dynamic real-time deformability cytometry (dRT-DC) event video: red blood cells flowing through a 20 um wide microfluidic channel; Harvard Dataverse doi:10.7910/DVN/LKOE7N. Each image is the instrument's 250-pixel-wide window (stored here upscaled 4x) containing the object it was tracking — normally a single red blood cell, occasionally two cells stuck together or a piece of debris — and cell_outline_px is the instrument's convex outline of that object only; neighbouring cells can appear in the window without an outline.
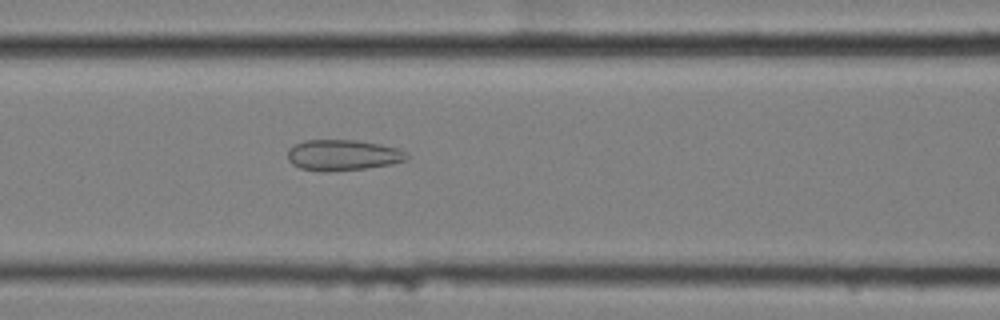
{"species": "common noctule bat (a hibernating species)", "species_latin": "Nyctalus noctula", "temperature_condition": "cold", "stored_images_in_passage": 59, "camera_frame_rate_fps": 3000, "um_per_image_px": 0.085, "animal": {"sex": "female", "body_mass_g": 25.1}, "frame": {"image": 1, "passage_image": 25, "time_ms": 8.0, "image_size_px": [1000, 320], "cell_outline_px": [[408, 160], [392, 164], [364, 168], [324, 172], [320, 172], [300, 168], [292, 164], [288, 160], [288, 148], [304, 140], [356, 140], [380, 144], [400, 148], [408, 156]], "centroid_in_image_um": [29.13, 13.18], "position_along_channel_um": 137.5, "area_um2": 21.5}}
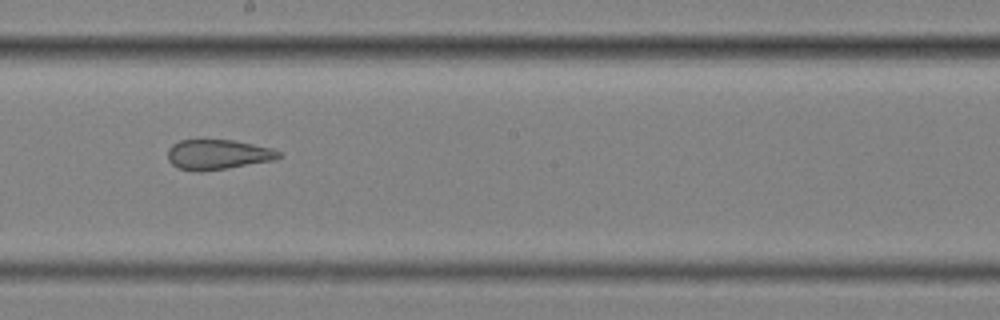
{"frame": {"image": 2, "passage_image": 33, "time_ms": 10.667, "image_size_px": [1000, 320], "cell_outline_px": [[280, 156], [272, 160], [200, 172], [196, 172], [176, 168], [168, 160], [168, 148], [172, 144], [180, 140], [232, 140], [272, 148], [280, 152]], "centroid_in_image_um": [18.44, 13.13], "position_along_channel_um": 229.8, "area_um2": 19.19}}
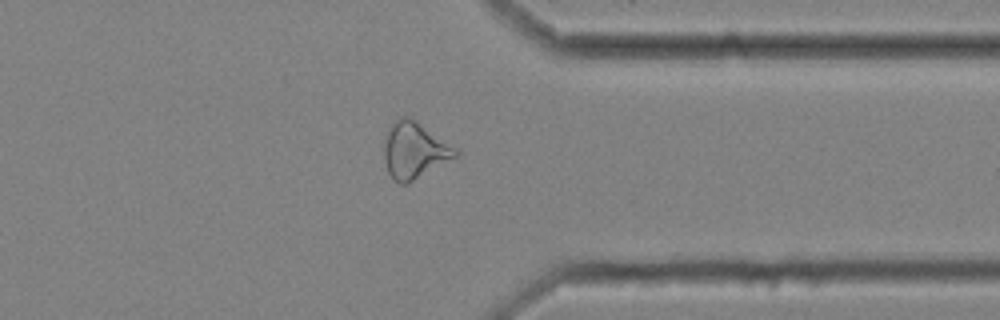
{"frame": {"image": 3, "passage_image": 46, "time_ms": 15.0, "image_size_px": [1000, 320], "cell_outline_px": [[460, 152], [456, 156], [408, 184], [400, 184], [388, 172], [384, 156], [384, 140], [392, 124], [400, 116], [412, 116], [456, 148]], "centroid_in_image_um": [35.22, 12.75], "position_along_channel_um": 376.2, "area_um2": 23.29}, "authors_computed_cell_mechanics": {"area_um2": 25.3742, "velocity_mm_per_s": 3.4679, "shape_relaxation_time_tau1_ms": null, "shape_relaxation_time_tau2_ms": 2.5127, "deformation_change_tau1": null, "deformation_change_tau2": 0.1058}}